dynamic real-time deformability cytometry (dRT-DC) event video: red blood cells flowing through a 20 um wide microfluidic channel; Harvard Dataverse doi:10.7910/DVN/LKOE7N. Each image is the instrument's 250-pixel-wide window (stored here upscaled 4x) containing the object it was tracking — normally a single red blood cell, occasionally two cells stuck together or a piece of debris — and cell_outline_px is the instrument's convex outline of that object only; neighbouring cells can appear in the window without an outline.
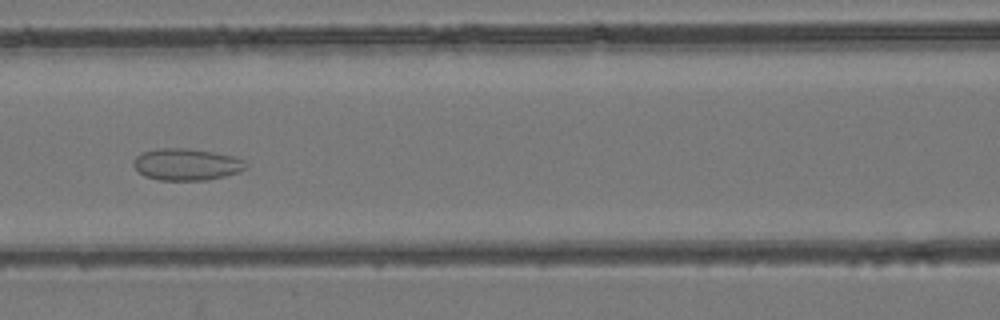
{"species": "common noctule bat (a hibernating species)", "species_latin": "Nyctalus noctula", "temperature_condition": "room temperature", "stored_images_in_passage": 9, "camera_frame_rate_fps": 3000, "um_per_image_px": 0.085, "animal": {"sex": "female", "body_mass_g": 24.6, "forearm_length_mm": 56.2}, "frame": {"image": 1, "passage_image": 7, "time_ms": 7.333, "image_size_px": [1000, 320], "cell_outline_px": [[248, 164], [244, 168], [236, 172], [224, 176], [208, 180], [160, 180], [144, 176], [132, 164], [132, 160], [136, 156], [144, 152], [156, 148], [188, 148], [212, 152], [232, 156], [244, 160]], "centroid_in_image_um": [15.82, 13.97], "position_along_channel_um": 150.8, "area_um2": 20.69}}
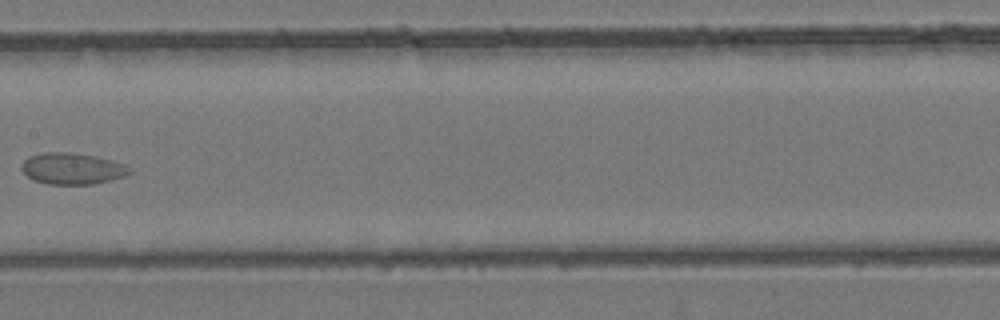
{"frame": {"image": 2, "passage_image": 8, "time_ms": 8.667, "image_size_px": [1000, 320], "cell_outline_px": [[132, 172], [124, 176], [112, 180], [92, 184], [48, 184], [32, 180], [20, 168], [24, 160], [28, 156], [40, 152], [68, 152], [96, 156], [112, 160], [124, 164], [132, 168]], "centroid_in_image_um": [6.14, 14.32], "position_along_channel_um": 201.3, "area_um2": 19.94}}
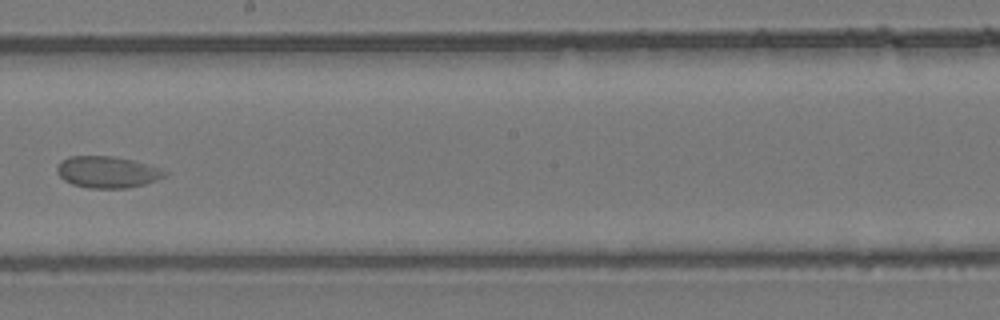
{"frame": {"image": 3, "passage_image": 9, "time_ms": 9.667, "image_size_px": [1000, 320], "cell_outline_px": [[168, 176], [144, 184], [128, 188], [88, 188], [72, 184], [64, 180], [56, 172], [56, 168], [60, 160], [68, 156], [112, 156], [132, 160], [160, 168], [168, 172]], "centroid_in_image_um": [9.11, 14.62], "position_along_channel_um": 239.1, "area_um2": 19.94}}